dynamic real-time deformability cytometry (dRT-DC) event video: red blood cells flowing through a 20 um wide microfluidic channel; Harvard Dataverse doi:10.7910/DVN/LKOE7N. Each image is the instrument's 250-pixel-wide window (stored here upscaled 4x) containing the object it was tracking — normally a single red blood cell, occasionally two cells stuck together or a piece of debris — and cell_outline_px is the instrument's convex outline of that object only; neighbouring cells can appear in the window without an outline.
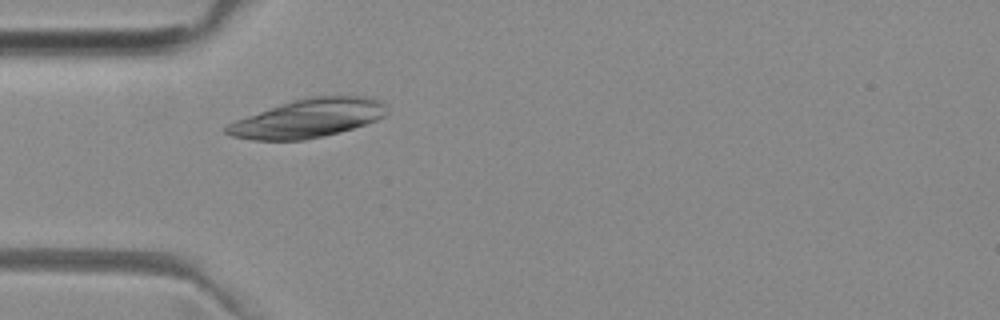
{"species": "common noctule bat (a hibernating species)", "species_latin": "Nyctalus noctula", "temperature_condition": "room temperature", "stored_images_in_passage": 37, "camera_frame_rate_fps": 3000, "um_per_image_px": 0.085, "animal": {"sex": "female", "body_mass_g": 29.2, "forearm_length_mm": 56.3}, "frame": {"image": 1, "passage_image": 1, "time_ms": 0.0, "image_size_px": [1000, 320], "cell_outline_px": [[388, 112], [384, 116], [376, 120], [352, 128], [324, 136], [304, 140], [252, 140], [232, 136], [224, 132], [224, 128], [228, 124], [236, 120], [280, 104], [292, 100], [308, 96], [368, 96], [380, 100], [388, 108]], "centroid_in_image_um": [26.19, 10.05], "position_along_channel_um": 58.8, "area_um2": 35.95}}
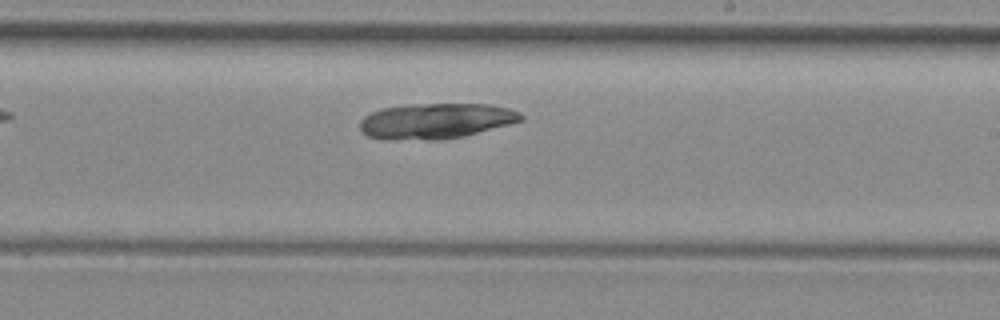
{"frame": {"image": 2, "passage_image": 16, "time_ms": 5.0, "image_size_px": [1000, 320], "cell_outline_px": [[524, 120], [464, 136], [444, 140], [384, 140], [368, 136], [360, 128], [360, 120], [364, 116], [380, 108], [408, 104], [488, 104], [508, 108], [520, 112], [524, 116]], "centroid_in_image_um": [37.02, 10.29], "position_along_channel_um": 252.0, "area_um2": 33.64}}
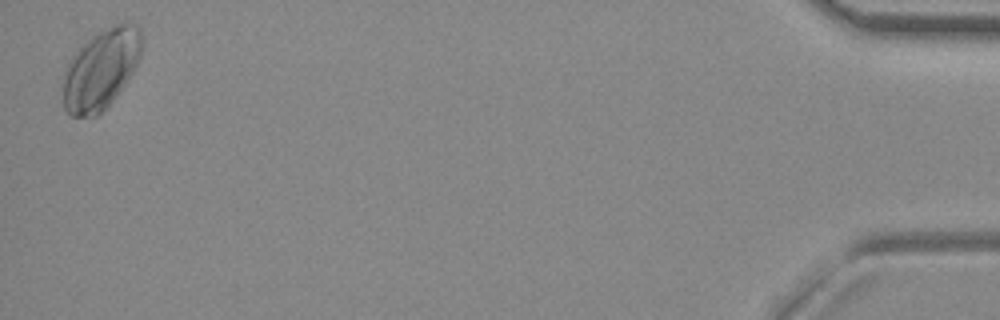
{"frame": {"image": 3, "passage_image": 37, "time_ms": 12.0, "image_size_px": [1000, 320], "cell_outline_px": [[140, 56], [132, 72], [124, 84], [108, 104], [96, 116], [72, 116], [64, 108], [64, 72], [72, 56], [88, 40], [100, 32], [116, 24], [136, 24], [140, 28]], "centroid_in_image_um": [8.56, 5.9], "position_along_channel_um": 426.6, "area_um2": 35.37}}